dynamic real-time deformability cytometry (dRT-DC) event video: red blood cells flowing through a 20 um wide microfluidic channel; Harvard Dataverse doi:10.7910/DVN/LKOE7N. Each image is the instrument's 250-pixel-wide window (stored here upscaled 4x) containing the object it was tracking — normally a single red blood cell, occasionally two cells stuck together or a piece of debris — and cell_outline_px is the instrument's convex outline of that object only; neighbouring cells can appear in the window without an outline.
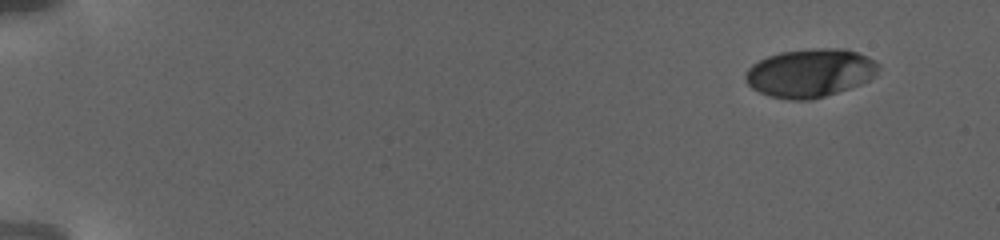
{"species": "human", "species_latin": "Homo sapiens", "temperature_condition": "warm", "stored_images_in_passage": 42, "camera_frame_rate_fps": 3000, "um_per_image_px": 0.085, "donor": {"sex": "female"}, "frame": {"image": 1, "passage_image": 1, "time_ms": 0.0, "image_size_px": [1000, 240], "cell_outline_px": [[880, 68], [868, 80], [860, 84], [812, 100], [788, 100], [772, 96], [760, 92], [752, 88], [748, 84], [744, 76], [748, 68], [752, 64], [768, 56], [780, 52], [820, 48], [840, 48], [856, 52], [880, 64]], "centroid_in_image_um": [68.83, 6.2], "position_along_channel_um": 16.2, "area_um2": 37.05}}
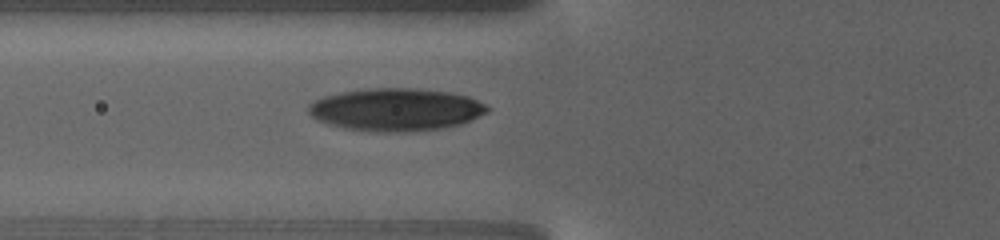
{"frame": {"image": 2, "passage_image": 30, "time_ms": 8.333, "image_size_px": [1000, 240], "cell_outline_px": [[492, 108], [488, 112], [460, 124], [440, 128], [392, 132], [376, 132], [348, 128], [328, 124], [316, 120], [308, 112], [308, 104], [324, 96], [340, 92], [368, 88], [416, 88], [448, 92], [468, 96]], "centroid_in_image_um": [33.63, 9.3], "position_along_channel_um": 92.2, "area_um2": 44.16}}
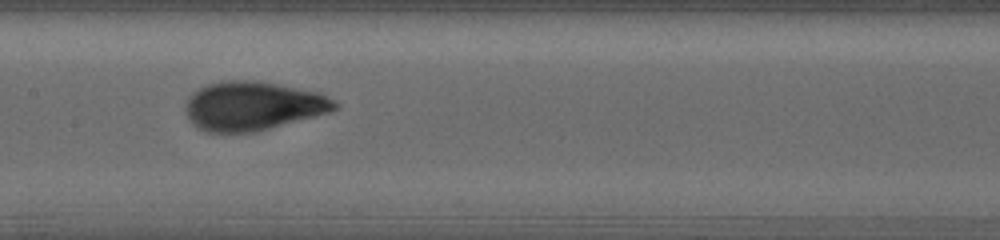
{"frame": {"image": 3, "passage_image": 41, "time_ms": 11.667, "image_size_px": [1000, 240], "cell_outline_px": [[340, 108], [328, 112], [268, 128], [252, 132], [208, 132], [196, 128], [188, 120], [188, 96], [192, 92], [208, 84], [220, 80], [256, 80], [316, 92], [336, 100], [340, 104]], "centroid_in_image_um": [21.48, 8.99], "position_along_channel_um": 185.9, "area_um2": 42.08}}